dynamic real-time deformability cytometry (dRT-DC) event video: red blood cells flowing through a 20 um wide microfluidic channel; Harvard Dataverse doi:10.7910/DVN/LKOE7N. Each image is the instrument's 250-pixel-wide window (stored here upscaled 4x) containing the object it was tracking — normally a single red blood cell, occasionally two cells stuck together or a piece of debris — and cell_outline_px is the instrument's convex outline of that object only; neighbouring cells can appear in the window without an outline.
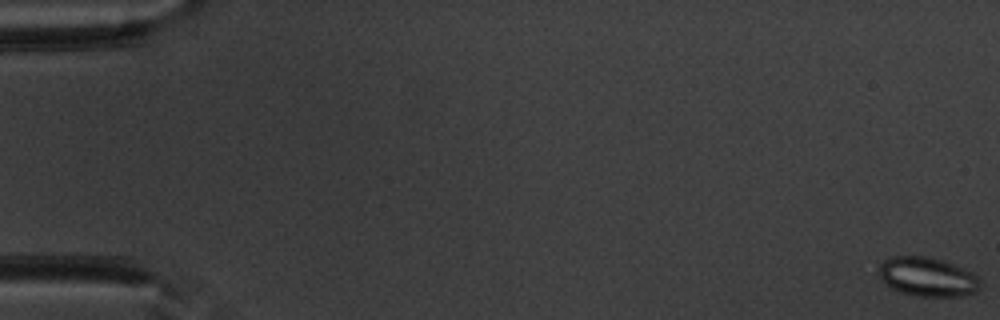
{"species": "common noctule bat (a hibernating species)", "species_latin": "Nyctalus noctula", "temperature_condition": "warm", "stored_images_in_passage": 53, "camera_frame_rate_fps": 3000, "um_per_image_px": 0.085, "animal": {"sex": "male", "body_mass_g": 20.1, "forearm_length_mm": 53.5}, "frame": {"image": 1, "passage_image": 1, "time_ms": 0.0, "image_size_px": [1000, 320], "cell_outline_px": [[980, 288], [976, 292], [960, 296], [920, 296], [900, 292], [892, 288], [880, 276], [880, 264], [884, 260], [892, 256], [924, 256], [940, 260], [952, 264], [972, 272], [980, 280]], "centroid_in_image_um": [78.86, 23.53], "position_along_channel_um": 6.1, "area_um2": 22.72}}
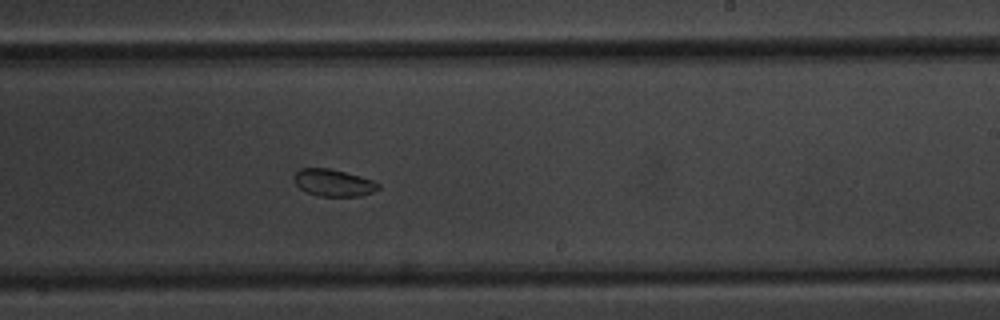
{"frame": {"image": 2, "passage_image": 33, "time_ms": 10.667, "image_size_px": [1000, 320], "cell_outline_px": [[380, 188], [372, 192], [360, 196], [320, 196], [308, 192], [300, 188], [292, 180], [292, 176], [300, 168], [328, 168], [360, 176], [372, 180], [380, 184]], "centroid_in_image_um": [28.32, 15.53], "position_along_channel_um": 260.7, "area_um2": 13.24}}
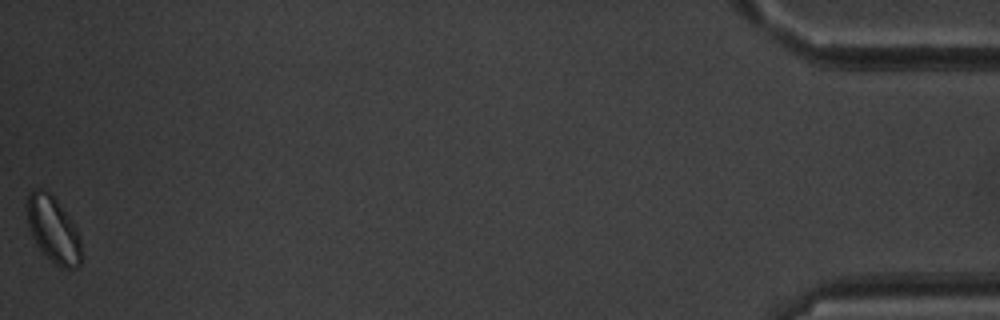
{"frame": {"image": 3, "passage_image": 53, "time_ms": 17.333, "image_size_px": [1000, 320], "cell_outline_px": [[80, 264], [76, 268], [60, 268], [44, 256], [36, 244], [28, 228], [24, 208], [28, 192], [32, 188], [40, 188], [48, 192], [56, 200], [76, 228], [80, 236]], "centroid_in_image_um": [4.45, 19.5], "position_along_channel_um": 430.8, "area_um2": 21.27}, "authors_computed_cell_mechanics": {"area_um2": 17.9758, "velocity_mm_per_s": 3.928, "shape_relaxation_time_tau1_ms": null, "shape_relaxation_time_tau2_ms": 3.4392, "deformation_change_tau1": null, "deformation_change_tau2": 0.0643}}